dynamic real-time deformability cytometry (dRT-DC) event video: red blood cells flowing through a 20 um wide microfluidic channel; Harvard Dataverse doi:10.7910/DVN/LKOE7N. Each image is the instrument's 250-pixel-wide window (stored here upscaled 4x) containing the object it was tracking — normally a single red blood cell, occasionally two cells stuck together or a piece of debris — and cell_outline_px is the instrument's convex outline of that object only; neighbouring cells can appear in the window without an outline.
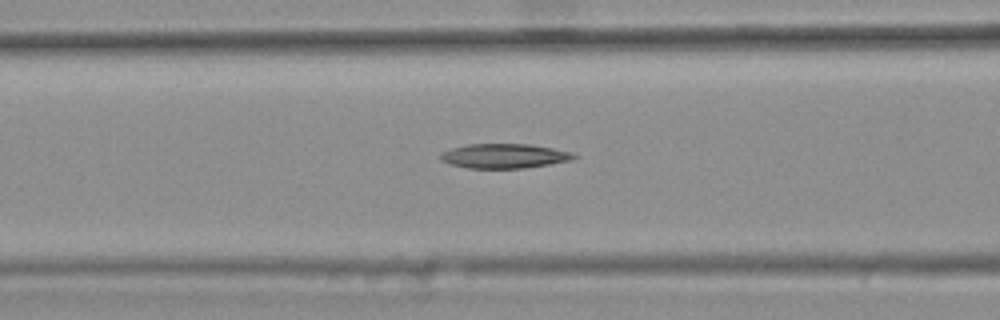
{"species": "common noctule bat (a hibernating species)", "species_latin": "Nyctalus noctula", "temperature_condition": "warm", "stored_images_in_passage": 29, "camera_frame_rate_fps": 3000, "um_per_image_px": 0.085, "animal": {"sex": "female", "body_mass_g": 25.1}, "frame": {"image": 1, "passage_image": 9, "time_ms": 2.667, "image_size_px": [1000, 320], "cell_outline_px": [[576, 156], [572, 160], [524, 168], [468, 168], [452, 164], [440, 160], [440, 156], [444, 152], [452, 148], [468, 144], [532, 144], [552, 148], [568, 152]], "centroid_in_image_um": [42.84, 13.25], "position_along_channel_um": 123.8, "area_um2": 18.73}}
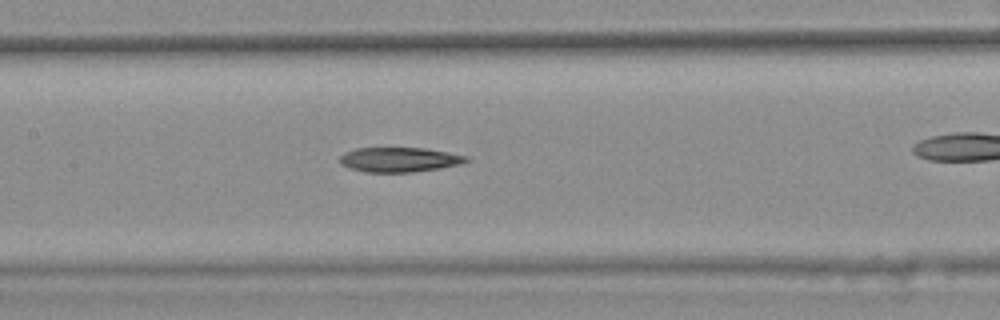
{"frame": {"image": 2, "passage_image": 13, "time_ms": 4.0, "image_size_px": [1000, 320], "cell_outline_px": [[468, 160], [460, 164], [440, 168], [412, 172], [364, 172], [348, 168], [340, 164], [340, 156], [344, 152], [356, 148], [424, 148], [448, 152], [468, 156]], "centroid_in_image_um": [33.9, 13.57], "position_along_channel_um": 173.5, "area_um2": 18.21}}